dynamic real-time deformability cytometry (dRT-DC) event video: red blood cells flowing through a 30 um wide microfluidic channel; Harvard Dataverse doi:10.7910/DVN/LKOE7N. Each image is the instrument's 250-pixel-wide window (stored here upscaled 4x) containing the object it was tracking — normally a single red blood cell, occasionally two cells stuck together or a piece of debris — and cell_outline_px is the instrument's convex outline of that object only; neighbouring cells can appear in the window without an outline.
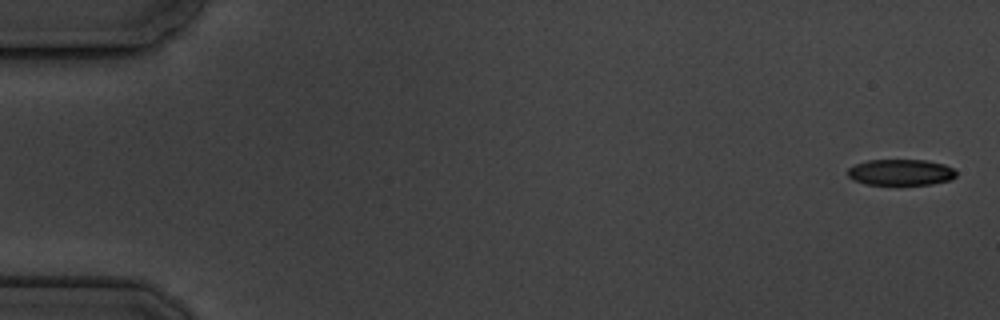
{"species": "common noctule bat (a hibernating species)", "species_latin": "Nyctalus noctula", "temperature_condition": "cold", "stored_images_in_passage": 6, "camera_frame_rate_fps": 3000, "um_per_image_px": 0.085, "animal": {"sex": "male", "body_mass_g": 19.5, "forearm_length_mm": 54.6}, "frame": {"image": 1, "passage_image": 1, "time_ms": 0.0, "image_size_px": [1000, 320], "cell_outline_px": [[956, 176], [952, 180], [932, 184], [864, 184], [852, 180], [848, 176], [848, 168], [856, 164], [868, 160], [928, 160], [944, 164], [952, 168], [956, 172]], "centroid_in_image_um": [76.57, 14.64], "position_along_channel_um": 8.4, "area_um2": 16.53}}
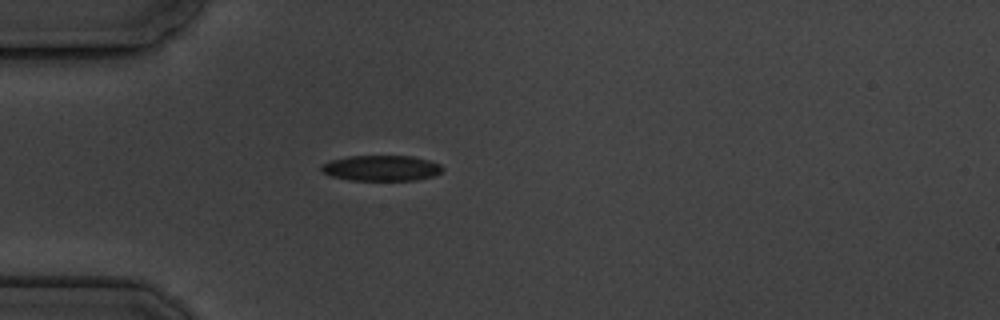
{"frame": {"image": 2, "passage_image": 5, "time_ms": 5.0, "image_size_px": [1000, 320], "cell_outline_px": [[444, 168], [440, 172], [432, 176], [416, 180], [348, 180], [332, 176], [324, 172], [320, 168], [320, 164], [332, 160], [348, 156], [412, 156], [428, 160], [440, 164]], "centroid_in_image_um": [32.4, 14.29], "position_along_channel_um": 52.6, "area_um2": 17.98}}